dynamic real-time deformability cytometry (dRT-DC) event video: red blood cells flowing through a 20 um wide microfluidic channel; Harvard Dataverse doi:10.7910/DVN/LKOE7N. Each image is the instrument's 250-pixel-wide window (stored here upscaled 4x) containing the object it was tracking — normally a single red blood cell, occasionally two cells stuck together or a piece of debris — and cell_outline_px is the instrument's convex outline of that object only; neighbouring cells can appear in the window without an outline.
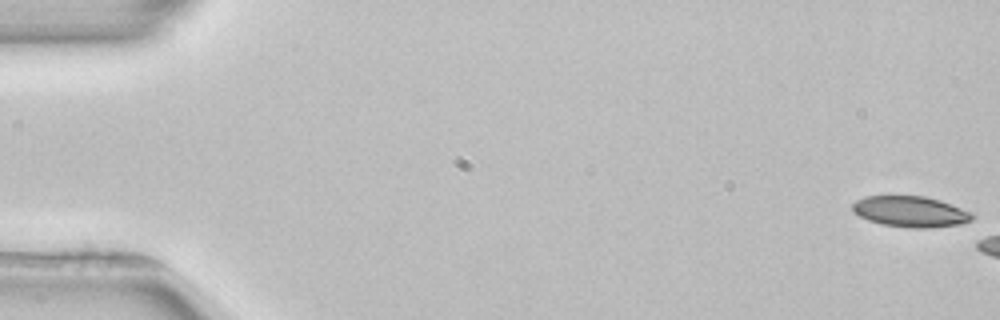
{"species": "common noctule bat (a hibernating species)", "species_latin": "Nyctalus noctula", "temperature_condition": "room temperature", "stored_images_in_passage": 6, "camera_frame_rate_fps": 3000, "um_per_image_px": 0.085, "animal": {"sex": "female", "body_mass_g": 22.7, "forearm_length_mm": 54.2}, "frame": {"image": 1, "passage_image": 1, "time_ms": 0.0, "image_size_px": [1000, 320], "cell_outline_px": [[972, 220], [960, 224], [932, 228], [908, 228], [880, 224], [868, 220], [852, 212], [852, 204], [856, 200], [864, 196], [924, 196], [940, 200], [972, 212]], "centroid_in_image_um": [77.36, 17.99], "position_along_channel_um": 7.6, "area_um2": 21.68}}